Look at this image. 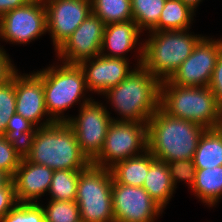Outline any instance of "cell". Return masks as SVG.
<instances>
[{
  "instance_id": "cell-8",
  "label": "cell",
  "mask_w": 222,
  "mask_h": 222,
  "mask_svg": "<svg viewBox=\"0 0 222 222\" xmlns=\"http://www.w3.org/2000/svg\"><path fill=\"white\" fill-rule=\"evenodd\" d=\"M148 150L147 124L112 121L100 154L93 165L110 169L116 163L138 156Z\"/></svg>"
},
{
  "instance_id": "cell-33",
  "label": "cell",
  "mask_w": 222,
  "mask_h": 222,
  "mask_svg": "<svg viewBox=\"0 0 222 222\" xmlns=\"http://www.w3.org/2000/svg\"><path fill=\"white\" fill-rule=\"evenodd\" d=\"M14 184L11 181L7 186L0 188V220L17 204Z\"/></svg>"
},
{
  "instance_id": "cell-34",
  "label": "cell",
  "mask_w": 222,
  "mask_h": 222,
  "mask_svg": "<svg viewBox=\"0 0 222 222\" xmlns=\"http://www.w3.org/2000/svg\"><path fill=\"white\" fill-rule=\"evenodd\" d=\"M208 87L215 95L217 103L222 107V49L217 59L213 75Z\"/></svg>"
},
{
  "instance_id": "cell-1",
  "label": "cell",
  "mask_w": 222,
  "mask_h": 222,
  "mask_svg": "<svg viewBox=\"0 0 222 222\" xmlns=\"http://www.w3.org/2000/svg\"><path fill=\"white\" fill-rule=\"evenodd\" d=\"M23 156L34 164L55 170H84L91 162L82 153L73 129L67 122L36 128Z\"/></svg>"
},
{
  "instance_id": "cell-20",
  "label": "cell",
  "mask_w": 222,
  "mask_h": 222,
  "mask_svg": "<svg viewBox=\"0 0 222 222\" xmlns=\"http://www.w3.org/2000/svg\"><path fill=\"white\" fill-rule=\"evenodd\" d=\"M156 159L146 150L144 153L125 159L110 168L113 179L124 185L142 187L150 165Z\"/></svg>"
},
{
  "instance_id": "cell-3",
  "label": "cell",
  "mask_w": 222,
  "mask_h": 222,
  "mask_svg": "<svg viewBox=\"0 0 222 222\" xmlns=\"http://www.w3.org/2000/svg\"><path fill=\"white\" fill-rule=\"evenodd\" d=\"M205 128L178 119L159 108L147 123L148 151L157 160L193 159Z\"/></svg>"
},
{
  "instance_id": "cell-10",
  "label": "cell",
  "mask_w": 222,
  "mask_h": 222,
  "mask_svg": "<svg viewBox=\"0 0 222 222\" xmlns=\"http://www.w3.org/2000/svg\"><path fill=\"white\" fill-rule=\"evenodd\" d=\"M45 32L47 12L43 0H32L0 17V37L6 42L28 44Z\"/></svg>"
},
{
  "instance_id": "cell-32",
  "label": "cell",
  "mask_w": 222,
  "mask_h": 222,
  "mask_svg": "<svg viewBox=\"0 0 222 222\" xmlns=\"http://www.w3.org/2000/svg\"><path fill=\"white\" fill-rule=\"evenodd\" d=\"M166 164L175 188H177L176 185L180 180L185 181L189 185V188H192L196 175V166L194 165L193 159L173 160L166 162Z\"/></svg>"
},
{
  "instance_id": "cell-13",
  "label": "cell",
  "mask_w": 222,
  "mask_h": 222,
  "mask_svg": "<svg viewBox=\"0 0 222 222\" xmlns=\"http://www.w3.org/2000/svg\"><path fill=\"white\" fill-rule=\"evenodd\" d=\"M55 51L92 12L91 0H43Z\"/></svg>"
},
{
  "instance_id": "cell-19",
  "label": "cell",
  "mask_w": 222,
  "mask_h": 222,
  "mask_svg": "<svg viewBox=\"0 0 222 222\" xmlns=\"http://www.w3.org/2000/svg\"><path fill=\"white\" fill-rule=\"evenodd\" d=\"M142 187L162 210L169 204L176 188L172 184L166 162L156 159L150 165Z\"/></svg>"
},
{
  "instance_id": "cell-27",
  "label": "cell",
  "mask_w": 222,
  "mask_h": 222,
  "mask_svg": "<svg viewBox=\"0 0 222 222\" xmlns=\"http://www.w3.org/2000/svg\"><path fill=\"white\" fill-rule=\"evenodd\" d=\"M42 205L45 222H81L80 211L76 201L50 200Z\"/></svg>"
},
{
  "instance_id": "cell-28",
  "label": "cell",
  "mask_w": 222,
  "mask_h": 222,
  "mask_svg": "<svg viewBox=\"0 0 222 222\" xmlns=\"http://www.w3.org/2000/svg\"><path fill=\"white\" fill-rule=\"evenodd\" d=\"M36 128L29 120L15 113L8 120L5 137L24 149L28 145L29 139L34 135Z\"/></svg>"
},
{
  "instance_id": "cell-6",
  "label": "cell",
  "mask_w": 222,
  "mask_h": 222,
  "mask_svg": "<svg viewBox=\"0 0 222 222\" xmlns=\"http://www.w3.org/2000/svg\"><path fill=\"white\" fill-rule=\"evenodd\" d=\"M35 73L43 80L46 111L54 122H67L68 118L64 116V111L78 101L80 104L81 99L83 101L80 105L92 100L85 97L88 90L84 73L78 64L62 63Z\"/></svg>"
},
{
  "instance_id": "cell-35",
  "label": "cell",
  "mask_w": 222,
  "mask_h": 222,
  "mask_svg": "<svg viewBox=\"0 0 222 222\" xmlns=\"http://www.w3.org/2000/svg\"><path fill=\"white\" fill-rule=\"evenodd\" d=\"M17 70L14 64H12L9 55L3 47H0V86L12 79Z\"/></svg>"
},
{
  "instance_id": "cell-15",
  "label": "cell",
  "mask_w": 222,
  "mask_h": 222,
  "mask_svg": "<svg viewBox=\"0 0 222 222\" xmlns=\"http://www.w3.org/2000/svg\"><path fill=\"white\" fill-rule=\"evenodd\" d=\"M15 91L17 114L29 120L37 128L54 123L51 118H47L49 116L46 111L43 80L35 72L19 75L17 70L15 72ZM44 116H46V120L41 122Z\"/></svg>"
},
{
  "instance_id": "cell-22",
  "label": "cell",
  "mask_w": 222,
  "mask_h": 222,
  "mask_svg": "<svg viewBox=\"0 0 222 222\" xmlns=\"http://www.w3.org/2000/svg\"><path fill=\"white\" fill-rule=\"evenodd\" d=\"M194 195L209 207L215 206L222 197V166L196 169Z\"/></svg>"
},
{
  "instance_id": "cell-38",
  "label": "cell",
  "mask_w": 222,
  "mask_h": 222,
  "mask_svg": "<svg viewBox=\"0 0 222 222\" xmlns=\"http://www.w3.org/2000/svg\"><path fill=\"white\" fill-rule=\"evenodd\" d=\"M181 1L188 4L196 11L198 4H200V2H202L203 0H181Z\"/></svg>"
},
{
  "instance_id": "cell-4",
  "label": "cell",
  "mask_w": 222,
  "mask_h": 222,
  "mask_svg": "<svg viewBox=\"0 0 222 222\" xmlns=\"http://www.w3.org/2000/svg\"><path fill=\"white\" fill-rule=\"evenodd\" d=\"M148 35L149 39L138 43L137 66L142 65L160 82L172 77L204 37L189 34V29L150 31Z\"/></svg>"
},
{
  "instance_id": "cell-7",
  "label": "cell",
  "mask_w": 222,
  "mask_h": 222,
  "mask_svg": "<svg viewBox=\"0 0 222 222\" xmlns=\"http://www.w3.org/2000/svg\"><path fill=\"white\" fill-rule=\"evenodd\" d=\"M112 173L92 163L79 174L76 202L81 222H114Z\"/></svg>"
},
{
  "instance_id": "cell-37",
  "label": "cell",
  "mask_w": 222,
  "mask_h": 222,
  "mask_svg": "<svg viewBox=\"0 0 222 222\" xmlns=\"http://www.w3.org/2000/svg\"><path fill=\"white\" fill-rule=\"evenodd\" d=\"M11 181L12 177L8 173L0 170V188L7 186Z\"/></svg>"
},
{
  "instance_id": "cell-5",
  "label": "cell",
  "mask_w": 222,
  "mask_h": 222,
  "mask_svg": "<svg viewBox=\"0 0 222 222\" xmlns=\"http://www.w3.org/2000/svg\"><path fill=\"white\" fill-rule=\"evenodd\" d=\"M160 108L168 115L205 129L222 127V107L209 87L179 86L161 82Z\"/></svg>"
},
{
  "instance_id": "cell-36",
  "label": "cell",
  "mask_w": 222,
  "mask_h": 222,
  "mask_svg": "<svg viewBox=\"0 0 222 222\" xmlns=\"http://www.w3.org/2000/svg\"><path fill=\"white\" fill-rule=\"evenodd\" d=\"M32 0H0V17L10 10L28 4Z\"/></svg>"
},
{
  "instance_id": "cell-25",
  "label": "cell",
  "mask_w": 222,
  "mask_h": 222,
  "mask_svg": "<svg viewBox=\"0 0 222 222\" xmlns=\"http://www.w3.org/2000/svg\"><path fill=\"white\" fill-rule=\"evenodd\" d=\"M82 170H55L49 188L50 200L76 201L79 174Z\"/></svg>"
},
{
  "instance_id": "cell-18",
  "label": "cell",
  "mask_w": 222,
  "mask_h": 222,
  "mask_svg": "<svg viewBox=\"0 0 222 222\" xmlns=\"http://www.w3.org/2000/svg\"><path fill=\"white\" fill-rule=\"evenodd\" d=\"M142 32L134 20L105 25L100 54L107 57L128 59L125 57V53L137 46L139 35ZM106 49L108 50L107 53H105Z\"/></svg>"
},
{
  "instance_id": "cell-11",
  "label": "cell",
  "mask_w": 222,
  "mask_h": 222,
  "mask_svg": "<svg viewBox=\"0 0 222 222\" xmlns=\"http://www.w3.org/2000/svg\"><path fill=\"white\" fill-rule=\"evenodd\" d=\"M221 49V38L204 36L169 81L179 86L208 87Z\"/></svg>"
},
{
  "instance_id": "cell-30",
  "label": "cell",
  "mask_w": 222,
  "mask_h": 222,
  "mask_svg": "<svg viewBox=\"0 0 222 222\" xmlns=\"http://www.w3.org/2000/svg\"><path fill=\"white\" fill-rule=\"evenodd\" d=\"M23 158V149L0 135V170L13 177Z\"/></svg>"
},
{
  "instance_id": "cell-9",
  "label": "cell",
  "mask_w": 222,
  "mask_h": 222,
  "mask_svg": "<svg viewBox=\"0 0 222 222\" xmlns=\"http://www.w3.org/2000/svg\"><path fill=\"white\" fill-rule=\"evenodd\" d=\"M94 100L80 105L79 115L76 118L69 116L67 121L75 133L82 153L90 162L100 154L112 122L107 108Z\"/></svg>"
},
{
  "instance_id": "cell-16",
  "label": "cell",
  "mask_w": 222,
  "mask_h": 222,
  "mask_svg": "<svg viewBox=\"0 0 222 222\" xmlns=\"http://www.w3.org/2000/svg\"><path fill=\"white\" fill-rule=\"evenodd\" d=\"M128 60L99 54L80 62L87 90L101 95L118 85L132 72Z\"/></svg>"
},
{
  "instance_id": "cell-31",
  "label": "cell",
  "mask_w": 222,
  "mask_h": 222,
  "mask_svg": "<svg viewBox=\"0 0 222 222\" xmlns=\"http://www.w3.org/2000/svg\"><path fill=\"white\" fill-rule=\"evenodd\" d=\"M1 222H45L42 204L17 203Z\"/></svg>"
},
{
  "instance_id": "cell-26",
  "label": "cell",
  "mask_w": 222,
  "mask_h": 222,
  "mask_svg": "<svg viewBox=\"0 0 222 222\" xmlns=\"http://www.w3.org/2000/svg\"><path fill=\"white\" fill-rule=\"evenodd\" d=\"M165 1L166 0H131L133 20L141 31L149 30L150 32L158 24Z\"/></svg>"
},
{
  "instance_id": "cell-14",
  "label": "cell",
  "mask_w": 222,
  "mask_h": 222,
  "mask_svg": "<svg viewBox=\"0 0 222 222\" xmlns=\"http://www.w3.org/2000/svg\"><path fill=\"white\" fill-rule=\"evenodd\" d=\"M104 28L105 24L102 20L91 12L56 50L57 57L65 64H79L99 55Z\"/></svg>"
},
{
  "instance_id": "cell-29",
  "label": "cell",
  "mask_w": 222,
  "mask_h": 222,
  "mask_svg": "<svg viewBox=\"0 0 222 222\" xmlns=\"http://www.w3.org/2000/svg\"><path fill=\"white\" fill-rule=\"evenodd\" d=\"M15 73L7 83L0 86V135H5L10 117L16 113Z\"/></svg>"
},
{
  "instance_id": "cell-21",
  "label": "cell",
  "mask_w": 222,
  "mask_h": 222,
  "mask_svg": "<svg viewBox=\"0 0 222 222\" xmlns=\"http://www.w3.org/2000/svg\"><path fill=\"white\" fill-rule=\"evenodd\" d=\"M196 169L222 166V127L206 129L193 157Z\"/></svg>"
},
{
  "instance_id": "cell-2",
  "label": "cell",
  "mask_w": 222,
  "mask_h": 222,
  "mask_svg": "<svg viewBox=\"0 0 222 222\" xmlns=\"http://www.w3.org/2000/svg\"><path fill=\"white\" fill-rule=\"evenodd\" d=\"M160 87L161 82L142 65L133 68L123 81L103 94L121 115L112 121L147 124L160 108Z\"/></svg>"
},
{
  "instance_id": "cell-12",
  "label": "cell",
  "mask_w": 222,
  "mask_h": 222,
  "mask_svg": "<svg viewBox=\"0 0 222 222\" xmlns=\"http://www.w3.org/2000/svg\"><path fill=\"white\" fill-rule=\"evenodd\" d=\"M114 222H154L163 210L143 187L120 184L112 179Z\"/></svg>"
},
{
  "instance_id": "cell-23",
  "label": "cell",
  "mask_w": 222,
  "mask_h": 222,
  "mask_svg": "<svg viewBox=\"0 0 222 222\" xmlns=\"http://www.w3.org/2000/svg\"><path fill=\"white\" fill-rule=\"evenodd\" d=\"M195 12L181 0H166L158 24L151 31L188 30Z\"/></svg>"
},
{
  "instance_id": "cell-24",
  "label": "cell",
  "mask_w": 222,
  "mask_h": 222,
  "mask_svg": "<svg viewBox=\"0 0 222 222\" xmlns=\"http://www.w3.org/2000/svg\"><path fill=\"white\" fill-rule=\"evenodd\" d=\"M91 4L92 12L105 25L133 20L131 0H91Z\"/></svg>"
},
{
  "instance_id": "cell-17",
  "label": "cell",
  "mask_w": 222,
  "mask_h": 222,
  "mask_svg": "<svg viewBox=\"0 0 222 222\" xmlns=\"http://www.w3.org/2000/svg\"><path fill=\"white\" fill-rule=\"evenodd\" d=\"M53 174V169L34 164L23 156L12 177L17 202L38 203V199L49 191Z\"/></svg>"
}]
</instances>
